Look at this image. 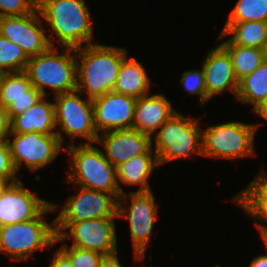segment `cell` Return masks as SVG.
Returning <instances> with one entry per match:
<instances>
[{
    "label": "cell",
    "mask_w": 267,
    "mask_h": 267,
    "mask_svg": "<svg viewBox=\"0 0 267 267\" xmlns=\"http://www.w3.org/2000/svg\"><path fill=\"white\" fill-rule=\"evenodd\" d=\"M29 57L22 48L0 34V72L25 71Z\"/></svg>",
    "instance_id": "cell-27"
},
{
    "label": "cell",
    "mask_w": 267,
    "mask_h": 267,
    "mask_svg": "<svg viewBox=\"0 0 267 267\" xmlns=\"http://www.w3.org/2000/svg\"><path fill=\"white\" fill-rule=\"evenodd\" d=\"M260 236H261V238L263 240V243H264V246H265V248L267 250V233L264 234V235H260Z\"/></svg>",
    "instance_id": "cell-39"
},
{
    "label": "cell",
    "mask_w": 267,
    "mask_h": 267,
    "mask_svg": "<svg viewBox=\"0 0 267 267\" xmlns=\"http://www.w3.org/2000/svg\"><path fill=\"white\" fill-rule=\"evenodd\" d=\"M55 244L72 238L74 247L102 255L118 252L115 219H91L78 222H55Z\"/></svg>",
    "instance_id": "cell-10"
},
{
    "label": "cell",
    "mask_w": 267,
    "mask_h": 267,
    "mask_svg": "<svg viewBox=\"0 0 267 267\" xmlns=\"http://www.w3.org/2000/svg\"><path fill=\"white\" fill-rule=\"evenodd\" d=\"M159 162L153 148L148 153L135 156L127 162L121 163L116 167L118 188L120 194H125L120 185L139 186V189L132 192H150L152 191L148 178L153 170L159 167Z\"/></svg>",
    "instance_id": "cell-22"
},
{
    "label": "cell",
    "mask_w": 267,
    "mask_h": 267,
    "mask_svg": "<svg viewBox=\"0 0 267 267\" xmlns=\"http://www.w3.org/2000/svg\"><path fill=\"white\" fill-rule=\"evenodd\" d=\"M150 87L151 79L142 62L135 57L128 58L127 55L123 59L113 91L138 99L150 94Z\"/></svg>",
    "instance_id": "cell-23"
},
{
    "label": "cell",
    "mask_w": 267,
    "mask_h": 267,
    "mask_svg": "<svg viewBox=\"0 0 267 267\" xmlns=\"http://www.w3.org/2000/svg\"><path fill=\"white\" fill-rule=\"evenodd\" d=\"M136 98L110 91L92 100L95 129L104 132L133 127Z\"/></svg>",
    "instance_id": "cell-15"
},
{
    "label": "cell",
    "mask_w": 267,
    "mask_h": 267,
    "mask_svg": "<svg viewBox=\"0 0 267 267\" xmlns=\"http://www.w3.org/2000/svg\"><path fill=\"white\" fill-rule=\"evenodd\" d=\"M59 205L50 203L35 219L0 227V253L15 261H24L38 250L55 245V220L49 224L44 215Z\"/></svg>",
    "instance_id": "cell-5"
},
{
    "label": "cell",
    "mask_w": 267,
    "mask_h": 267,
    "mask_svg": "<svg viewBox=\"0 0 267 267\" xmlns=\"http://www.w3.org/2000/svg\"><path fill=\"white\" fill-rule=\"evenodd\" d=\"M50 267H72L70 259L58 248L53 255Z\"/></svg>",
    "instance_id": "cell-34"
},
{
    "label": "cell",
    "mask_w": 267,
    "mask_h": 267,
    "mask_svg": "<svg viewBox=\"0 0 267 267\" xmlns=\"http://www.w3.org/2000/svg\"><path fill=\"white\" fill-rule=\"evenodd\" d=\"M45 97L43 96L34 106L11 120L12 133L56 134L54 103L49 102Z\"/></svg>",
    "instance_id": "cell-21"
},
{
    "label": "cell",
    "mask_w": 267,
    "mask_h": 267,
    "mask_svg": "<svg viewBox=\"0 0 267 267\" xmlns=\"http://www.w3.org/2000/svg\"><path fill=\"white\" fill-rule=\"evenodd\" d=\"M98 267H123L119 261L117 252L103 255L99 261Z\"/></svg>",
    "instance_id": "cell-35"
},
{
    "label": "cell",
    "mask_w": 267,
    "mask_h": 267,
    "mask_svg": "<svg viewBox=\"0 0 267 267\" xmlns=\"http://www.w3.org/2000/svg\"><path fill=\"white\" fill-rule=\"evenodd\" d=\"M263 55H264V61L267 62V43L264 45Z\"/></svg>",
    "instance_id": "cell-38"
},
{
    "label": "cell",
    "mask_w": 267,
    "mask_h": 267,
    "mask_svg": "<svg viewBox=\"0 0 267 267\" xmlns=\"http://www.w3.org/2000/svg\"><path fill=\"white\" fill-rule=\"evenodd\" d=\"M226 36H230L228 39L233 44L263 49L267 43V23L261 21L226 22L219 33V40Z\"/></svg>",
    "instance_id": "cell-24"
},
{
    "label": "cell",
    "mask_w": 267,
    "mask_h": 267,
    "mask_svg": "<svg viewBox=\"0 0 267 267\" xmlns=\"http://www.w3.org/2000/svg\"><path fill=\"white\" fill-rule=\"evenodd\" d=\"M184 90L190 95L200 97L201 106L207 103V93L205 88V73L203 68L184 71L180 79Z\"/></svg>",
    "instance_id": "cell-29"
},
{
    "label": "cell",
    "mask_w": 267,
    "mask_h": 267,
    "mask_svg": "<svg viewBox=\"0 0 267 267\" xmlns=\"http://www.w3.org/2000/svg\"><path fill=\"white\" fill-rule=\"evenodd\" d=\"M80 94L78 90H74L54 95L55 123L60 129L56 134L62 145L65 141L63 132L73 143L76 137H80L87 140L80 144H96L98 133L94 125L92 100L82 99Z\"/></svg>",
    "instance_id": "cell-8"
},
{
    "label": "cell",
    "mask_w": 267,
    "mask_h": 267,
    "mask_svg": "<svg viewBox=\"0 0 267 267\" xmlns=\"http://www.w3.org/2000/svg\"><path fill=\"white\" fill-rule=\"evenodd\" d=\"M220 45L229 53L238 81L245 75L252 73L264 61L263 49L236 45L228 38Z\"/></svg>",
    "instance_id": "cell-26"
},
{
    "label": "cell",
    "mask_w": 267,
    "mask_h": 267,
    "mask_svg": "<svg viewBox=\"0 0 267 267\" xmlns=\"http://www.w3.org/2000/svg\"><path fill=\"white\" fill-rule=\"evenodd\" d=\"M67 154L72 157L70 170L65 182L90 190L112 194L117 200L121 196L116 167L105 157L103 151L94 144L68 143Z\"/></svg>",
    "instance_id": "cell-3"
},
{
    "label": "cell",
    "mask_w": 267,
    "mask_h": 267,
    "mask_svg": "<svg viewBox=\"0 0 267 267\" xmlns=\"http://www.w3.org/2000/svg\"><path fill=\"white\" fill-rule=\"evenodd\" d=\"M177 110L162 94L145 95L135 102L133 127L141 133L153 135Z\"/></svg>",
    "instance_id": "cell-19"
},
{
    "label": "cell",
    "mask_w": 267,
    "mask_h": 267,
    "mask_svg": "<svg viewBox=\"0 0 267 267\" xmlns=\"http://www.w3.org/2000/svg\"><path fill=\"white\" fill-rule=\"evenodd\" d=\"M43 96L32 86L25 71L3 73L0 80V103L7 109L11 120L34 106Z\"/></svg>",
    "instance_id": "cell-18"
},
{
    "label": "cell",
    "mask_w": 267,
    "mask_h": 267,
    "mask_svg": "<svg viewBox=\"0 0 267 267\" xmlns=\"http://www.w3.org/2000/svg\"><path fill=\"white\" fill-rule=\"evenodd\" d=\"M267 23V0H237L226 22Z\"/></svg>",
    "instance_id": "cell-28"
},
{
    "label": "cell",
    "mask_w": 267,
    "mask_h": 267,
    "mask_svg": "<svg viewBox=\"0 0 267 267\" xmlns=\"http://www.w3.org/2000/svg\"><path fill=\"white\" fill-rule=\"evenodd\" d=\"M8 184L0 177V191Z\"/></svg>",
    "instance_id": "cell-40"
},
{
    "label": "cell",
    "mask_w": 267,
    "mask_h": 267,
    "mask_svg": "<svg viewBox=\"0 0 267 267\" xmlns=\"http://www.w3.org/2000/svg\"><path fill=\"white\" fill-rule=\"evenodd\" d=\"M11 133V119L7 109L0 103V141L7 140Z\"/></svg>",
    "instance_id": "cell-33"
},
{
    "label": "cell",
    "mask_w": 267,
    "mask_h": 267,
    "mask_svg": "<svg viewBox=\"0 0 267 267\" xmlns=\"http://www.w3.org/2000/svg\"><path fill=\"white\" fill-rule=\"evenodd\" d=\"M130 199V202L128 201ZM125 204V205H123ZM129 204V205H128ZM127 205V207H125ZM157 205L152 191L129 192L118 198V218L128 219L130 237L136 260H144L157 217Z\"/></svg>",
    "instance_id": "cell-9"
},
{
    "label": "cell",
    "mask_w": 267,
    "mask_h": 267,
    "mask_svg": "<svg viewBox=\"0 0 267 267\" xmlns=\"http://www.w3.org/2000/svg\"><path fill=\"white\" fill-rule=\"evenodd\" d=\"M58 50L50 46L45 52L29 57L25 68L32 86L46 97L47 87L54 95L76 90V48L63 47V53Z\"/></svg>",
    "instance_id": "cell-4"
},
{
    "label": "cell",
    "mask_w": 267,
    "mask_h": 267,
    "mask_svg": "<svg viewBox=\"0 0 267 267\" xmlns=\"http://www.w3.org/2000/svg\"><path fill=\"white\" fill-rule=\"evenodd\" d=\"M248 186L231 200L256 221L260 235L267 233V172L261 169Z\"/></svg>",
    "instance_id": "cell-20"
},
{
    "label": "cell",
    "mask_w": 267,
    "mask_h": 267,
    "mask_svg": "<svg viewBox=\"0 0 267 267\" xmlns=\"http://www.w3.org/2000/svg\"><path fill=\"white\" fill-rule=\"evenodd\" d=\"M71 261L72 267H98L102 254L89 249L68 246L66 243L59 248Z\"/></svg>",
    "instance_id": "cell-30"
},
{
    "label": "cell",
    "mask_w": 267,
    "mask_h": 267,
    "mask_svg": "<svg viewBox=\"0 0 267 267\" xmlns=\"http://www.w3.org/2000/svg\"><path fill=\"white\" fill-rule=\"evenodd\" d=\"M50 202L26 189L21 179L0 191V227L35 219Z\"/></svg>",
    "instance_id": "cell-14"
},
{
    "label": "cell",
    "mask_w": 267,
    "mask_h": 267,
    "mask_svg": "<svg viewBox=\"0 0 267 267\" xmlns=\"http://www.w3.org/2000/svg\"><path fill=\"white\" fill-rule=\"evenodd\" d=\"M37 8V0H0V17L23 16Z\"/></svg>",
    "instance_id": "cell-31"
},
{
    "label": "cell",
    "mask_w": 267,
    "mask_h": 267,
    "mask_svg": "<svg viewBox=\"0 0 267 267\" xmlns=\"http://www.w3.org/2000/svg\"><path fill=\"white\" fill-rule=\"evenodd\" d=\"M198 120L185 117L177 111L153 135L159 165L177 159L202 156V130Z\"/></svg>",
    "instance_id": "cell-6"
},
{
    "label": "cell",
    "mask_w": 267,
    "mask_h": 267,
    "mask_svg": "<svg viewBox=\"0 0 267 267\" xmlns=\"http://www.w3.org/2000/svg\"><path fill=\"white\" fill-rule=\"evenodd\" d=\"M249 267H267V253L253 258Z\"/></svg>",
    "instance_id": "cell-37"
},
{
    "label": "cell",
    "mask_w": 267,
    "mask_h": 267,
    "mask_svg": "<svg viewBox=\"0 0 267 267\" xmlns=\"http://www.w3.org/2000/svg\"><path fill=\"white\" fill-rule=\"evenodd\" d=\"M267 97V62L239 80L236 99L253 105L251 111Z\"/></svg>",
    "instance_id": "cell-25"
},
{
    "label": "cell",
    "mask_w": 267,
    "mask_h": 267,
    "mask_svg": "<svg viewBox=\"0 0 267 267\" xmlns=\"http://www.w3.org/2000/svg\"><path fill=\"white\" fill-rule=\"evenodd\" d=\"M17 174L7 140L0 141V177L10 184L20 180Z\"/></svg>",
    "instance_id": "cell-32"
},
{
    "label": "cell",
    "mask_w": 267,
    "mask_h": 267,
    "mask_svg": "<svg viewBox=\"0 0 267 267\" xmlns=\"http://www.w3.org/2000/svg\"><path fill=\"white\" fill-rule=\"evenodd\" d=\"M202 68L205 73L207 102L215 96L222 95L227 89L236 97L239 81L235 76L229 53L220 44L208 51Z\"/></svg>",
    "instance_id": "cell-17"
},
{
    "label": "cell",
    "mask_w": 267,
    "mask_h": 267,
    "mask_svg": "<svg viewBox=\"0 0 267 267\" xmlns=\"http://www.w3.org/2000/svg\"><path fill=\"white\" fill-rule=\"evenodd\" d=\"M13 137L11 139L10 137ZM12 162L18 173L21 165L35 172L53 162L62 151L57 134L44 135L36 132L24 134L10 133L7 137Z\"/></svg>",
    "instance_id": "cell-11"
},
{
    "label": "cell",
    "mask_w": 267,
    "mask_h": 267,
    "mask_svg": "<svg viewBox=\"0 0 267 267\" xmlns=\"http://www.w3.org/2000/svg\"><path fill=\"white\" fill-rule=\"evenodd\" d=\"M79 189L77 195L69 196L63 207H60V212L54 219L55 222H78L118 217V200L112 194L82 187Z\"/></svg>",
    "instance_id": "cell-12"
},
{
    "label": "cell",
    "mask_w": 267,
    "mask_h": 267,
    "mask_svg": "<svg viewBox=\"0 0 267 267\" xmlns=\"http://www.w3.org/2000/svg\"><path fill=\"white\" fill-rule=\"evenodd\" d=\"M85 4L84 0H37L42 20L52 31L47 36L50 46L55 45V37L61 47L77 48L93 43V20Z\"/></svg>",
    "instance_id": "cell-2"
},
{
    "label": "cell",
    "mask_w": 267,
    "mask_h": 267,
    "mask_svg": "<svg viewBox=\"0 0 267 267\" xmlns=\"http://www.w3.org/2000/svg\"><path fill=\"white\" fill-rule=\"evenodd\" d=\"M126 51L94 43L77 47L76 90L91 100L113 91Z\"/></svg>",
    "instance_id": "cell-1"
},
{
    "label": "cell",
    "mask_w": 267,
    "mask_h": 267,
    "mask_svg": "<svg viewBox=\"0 0 267 267\" xmlns=\"http://www.w3.org/2000/svg\"><path fill=\"white\" fill-rule=\"evenodd\" d=\"M260 125L231 121L207 127L202 130V156L230 160L254 156L255 134Z\"/></svg>",
    "instance_id": "cell-7"
},
{
    "label": "cell",
    "mask_w": 267,
    "mask_h": 267,
    "mask_svg": "<svg viewBox=\"0 0 267 267\" xmlns=\"http://www.w3.org/2000/svg\"><path fill=\"white\" fill-rule=\"evenodd\" d=\"M252 112L267 121V97L259 103Z\"/></svg>",
    "instance_id": "cell-36"
},
{
    "label": "cell",
    "mask_w": 267,
    "mask_h": 267,
    "mask_svg": "<svg viewBox=\"0 0 267 267\" xmlns=\"http://www.w3.org/2000/svg\"><path fill=\"white\" fill-rule=\"evenodd\" d=\"M38 8L23 16L0 17V34L19 45L28 57L45 52L50 43Z\"/></svg>",
    "instance_id": "cell-13"
},
{
    "label": "cell",
    "mask_w": 267,
    "mask_h": 267,
    "mask_svg": "<svg viewBox=\"0 0 267 267\" xmlns=\"http://www.w3.org/2000/svg\"><path fill=\"white\" fill-rule=\"evenodd\" d=\"M152 136L137 129H121L98 135L96 144L103 146L107 160L117 167L135 156L148 153L153 146Z\"/></svg>",
    "instance_id": "cell-16"
}]
</instances>
